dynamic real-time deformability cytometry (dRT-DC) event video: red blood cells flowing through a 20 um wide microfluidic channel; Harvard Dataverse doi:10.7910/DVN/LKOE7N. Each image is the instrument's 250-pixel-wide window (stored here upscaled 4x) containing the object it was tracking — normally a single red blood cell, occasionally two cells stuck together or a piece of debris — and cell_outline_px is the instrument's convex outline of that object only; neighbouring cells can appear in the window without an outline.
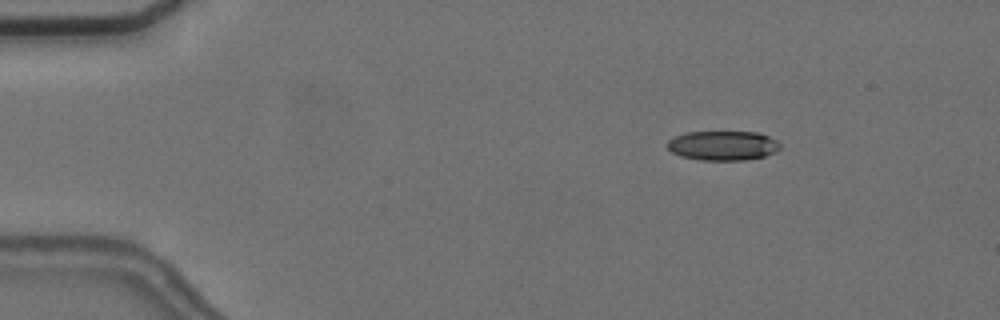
{"species": "common noctule bat (a hibernating species)", "species_latin": "Nyctalus noctula", "temperature_condition": "cold", "stored_images_in_passage": 21, "camera_frame_rate_fps": 3000, "um_per_image_px": 0.085, "animal": {"sex": "female", "body_mass_g": 24.6, "forearm_length_mm": 56.2}, "frame": {"image": 1, "passage_image": 9, "time_ms": 2.667, "image_size_px": [1000, 320], "cell_outline_px": [[780, 148], [776, 152], [764, 156], [744, 160], [700, 160], [680, 156], [672, 152], [668, 148], [668, 140], [676, 136], [688, 132], [760, 132], [776, 140], [780, 144]], "centroid_in_image_um": [61.46, 12.37], "position_along_channel_um": 23.5, "area_um2": 19.36}}
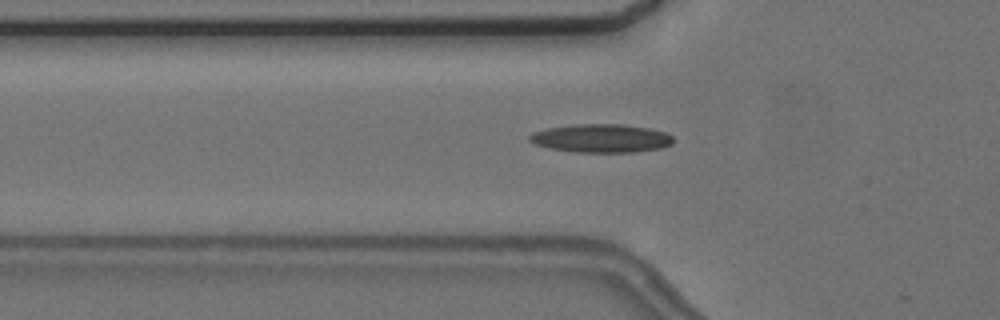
{"frame": {"image": 2, "passage_image": 20, "time_ms": 6.333, "image_size_px": [1000, 320], "cell_outline_px": [[672, 144], [660, 148], [632, 152], [576, 152], [548, 148], [532, 144], [528, 140], [528, 136], [532, 132], [548, 128], [576, 124], [624, 124], [648, 128], [664, 132], [672, 136]], "centroid_in_image_um": [51.04, 11.75], "position_along_channel_um": 74.8, "area_um2": 23.81}}